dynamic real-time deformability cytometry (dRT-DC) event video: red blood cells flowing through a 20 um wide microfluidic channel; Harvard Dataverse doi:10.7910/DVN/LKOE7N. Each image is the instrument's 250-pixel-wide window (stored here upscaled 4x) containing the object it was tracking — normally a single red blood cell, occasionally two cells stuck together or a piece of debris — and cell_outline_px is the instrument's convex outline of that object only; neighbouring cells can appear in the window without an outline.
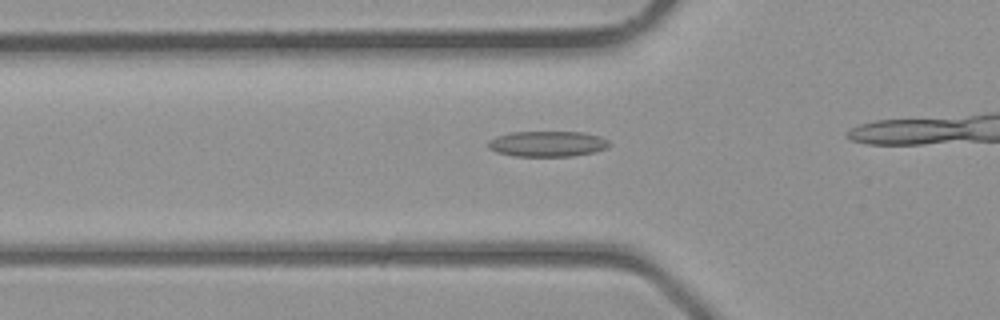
{"species": "common noctule bat (a hibernating species)", "species_latin": "Nyctalus noctula", "temperature_condition": "room temperature", "stored_images_in_passage": 9, "camera_frame_rate_fps": 3000, "um_per_image_px": 0.085, "animal": {"sex": "male", "body_mass_g": 23.1, "forearm_length_mm": 52.7}, "frame": {"image": 1, "passage_image": 3, "time_ms": 0.667, "image_size_px": [1000, 320], "cell_outline_px": [[612, 144], [608, 148], [596, 152], [572, 156], [512, 156], [496, 152], [488, 148], [488, 140], [496, 136], [512, 132], [584, 132], [600, 136], [608, 140]], "centroid_in_image_um": [46.56, 12.23], "position_along_channel_um": 79.2, "area_um2": 18.32}}
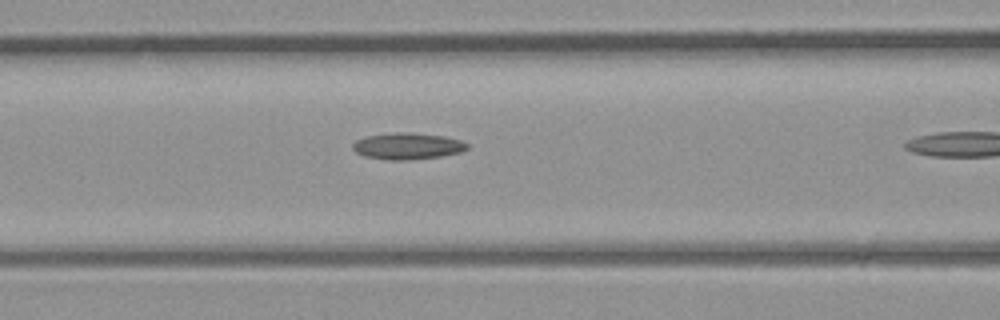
{"frame": {"image": 2, "passage_image": 6, "time_ms": 1.667, "image_size_px": [1000, 320], "cell_outline_px": [[468, 148], [460, 152], [440, 156], [408, 160], [388, 160], [364, 156], [356, 152], [352, 148], [352, 144], [356, 140], [368, 136], [400, 132], [404, 132], [444, 136], [460, 140], [468, 144]], "centroid_in_image_um": [34.63, 12.42], "position_along_channel_um": 132.0, "area_um2": 17.46}}
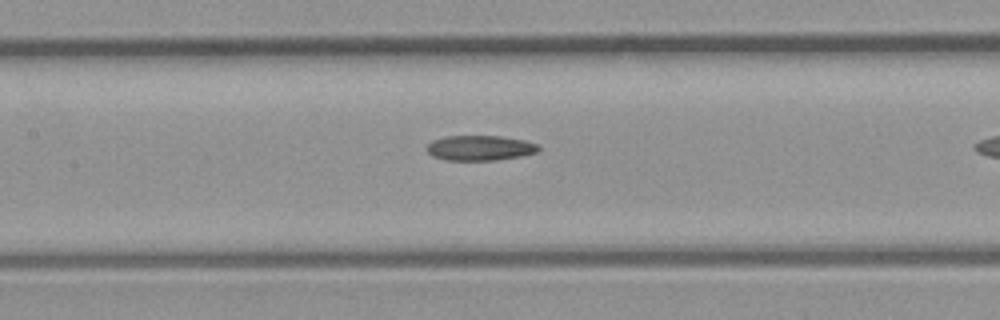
{"frame": {"image": 3, "passage_image": 8, "time_ms": 2.333, "image_size_px": [1000, 320], "cell_outline_px": [[540, 152], [524, 156], [496, 160], [444, 160], [432, 156], [424, 148], [432, 140], [444, 136], [500, 136], [524, 140], [540, 144]], "centroid_in_image_um": [40.82, 12.58], "position_along_channel_um": 166.6, "area_um2": 16.7}}